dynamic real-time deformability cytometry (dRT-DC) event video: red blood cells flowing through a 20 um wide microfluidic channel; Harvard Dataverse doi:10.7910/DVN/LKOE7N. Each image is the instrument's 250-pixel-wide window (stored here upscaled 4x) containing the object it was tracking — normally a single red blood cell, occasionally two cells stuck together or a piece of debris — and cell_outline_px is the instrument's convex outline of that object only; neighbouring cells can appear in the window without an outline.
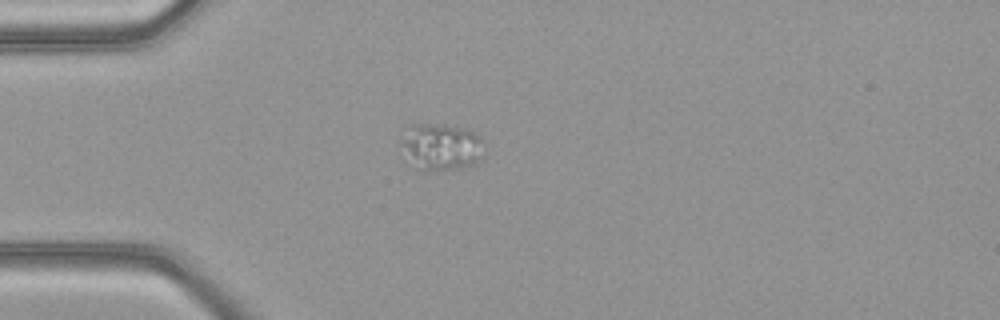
{"species": "common noctule bat (a hibernating species)", "species_latin": "Nyctalus noctula", "temperature_condition": "warm", "stored_images_in_passage": 37, "camera_frame_rate_fps": 3000, "um_per_image_px": 0.085, "animal": {"sex": "female", "body_mass_g": 21.9}, "frame": {"image": 1, "passage_image": 1, "time_ms": 0.0, "image_size_px": [1000, 320], "cell_outline_px": [[484, 140], [480, 160], [476, 164], [464, 168], [412, 168], [400, 140], [408, 124], [444, 124], [468, 128], [480, 136]], "centroid_in_image_um": [37.52, 12.43], "position_along_channel_um": 47.5, "area_um2": 22.72}}
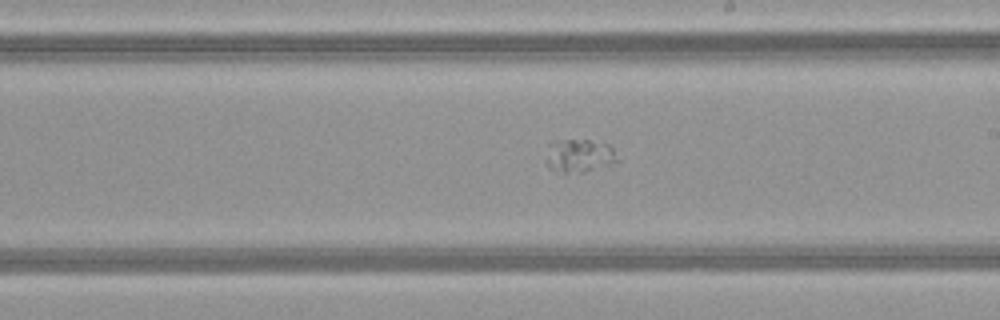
{"frame": {"image": 2, "passage_image": 16, "time_ms": 5.0, "image_size_px": [1000, 320], "cell_outline_px": [[620, 160], [608, 168], [564, 176], [548, 168], [548, 144], [552, 140], [588, 140], [608, 144], [612, 148]], "centroid_in_image_um": [49.27, 13.3], "position_along_channel_um": 239.7, "area_um2": 14.62}}
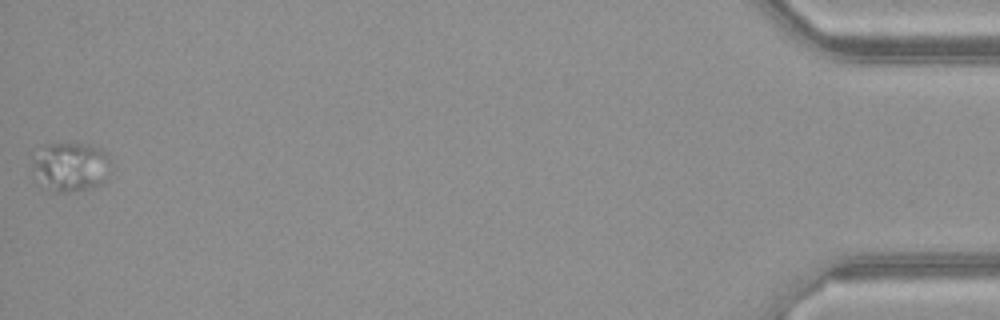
{"frame": {"image": 3, "passage_image": 37, "time_ms": 12.0, "image_size_px": [1000, 320], "cell_outline_px": [[108, 176], [100, 184], [68, 192], [48, 192], [36, 184], [32, 176], [32, 160], [40, 144], [88, 144], [100, 148], [104, 156]], "centroid_in_image_um": [5.81, 14.2], "position_along_channel_um": 429.4, "area_um2": 22.54}}